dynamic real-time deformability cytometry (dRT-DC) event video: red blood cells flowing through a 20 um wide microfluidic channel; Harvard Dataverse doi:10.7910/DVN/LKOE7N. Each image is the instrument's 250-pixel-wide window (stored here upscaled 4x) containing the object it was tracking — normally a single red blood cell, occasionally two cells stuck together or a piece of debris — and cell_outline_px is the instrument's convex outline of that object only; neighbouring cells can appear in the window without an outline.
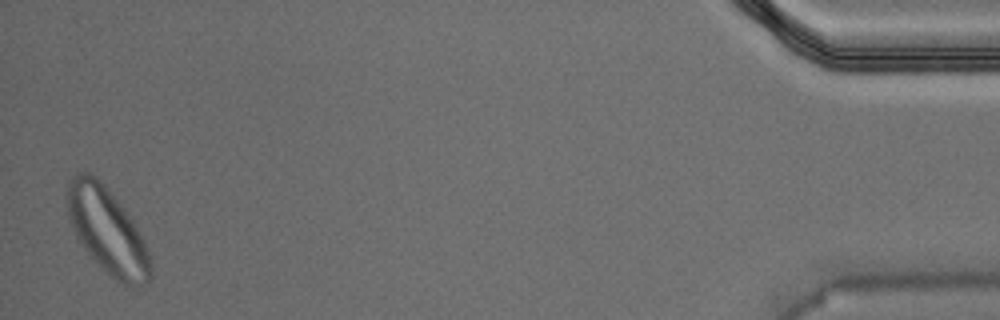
{"species": "Egyptian fruit bat (a non-hibernating species)", "species_latin": "Rousettus aegyptiacus", "temperature_condition": "warm", "stored_images_in_passage": 35, "camera_frame_rate_fps": 3000, "um_per_image_px": 0.085, "animal": {"sex": "male"}, "frame": {"image": 1, "passage_image": 35, "time_ms": 11.333, "image_size_px": [1000, 320], "cell_outline_px": [[152, 276], [148, 284], [136, 288], [132, 288], [116, 280], [84, 248], [76, 236], [68, 220], [64, 196], [64, 192], [68, 180], [72, 176], [80, 172], [88, 172], [96, 176], [108, 188], [132, 220], [140, 232], [148, 252], [152, 264]], "centroid_in_image_um": [9.09, 19.58], "position_along_channel_um": 426.1, "area_um2": 42.02}}